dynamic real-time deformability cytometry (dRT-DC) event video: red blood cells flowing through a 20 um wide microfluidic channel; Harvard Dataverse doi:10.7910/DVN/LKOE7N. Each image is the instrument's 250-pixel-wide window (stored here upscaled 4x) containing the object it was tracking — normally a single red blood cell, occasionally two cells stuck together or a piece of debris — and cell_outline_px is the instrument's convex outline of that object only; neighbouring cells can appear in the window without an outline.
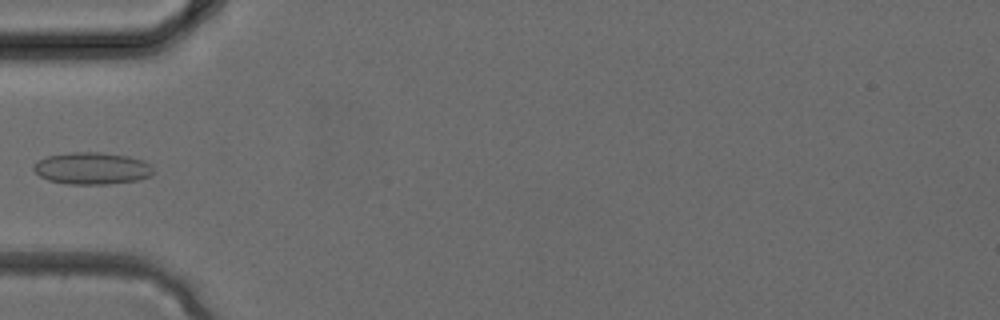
{"species": "common noctule bat (a hibernating species)", "species_latin": "Nyctalus noctula", "temperature_condition": "cold", "stored_images_in_passage": 4, "camera_frame_rate_fps": 3000, "um_per_image_px": 0.085, "animal": {"sex": "female", "body_mass_g": 24.6, "forearm_length_mm": 56.2}, "frame": {"image": 1, "passage_image": 4, "time_ms": 1.0, "image_size_px": [1000, 320], "cell_outline_px": [[156, 172], [152, 176], [136, 180], [108, 184], [68, 184], [48, 180], [40, 176], [32, 168], [40, 160], [48, 156], [72, 152], [100, 152], [128, 156], [144, 160], [152, 164]], "centroid_in_image_um": [7.9, 14.31], "position_along_channel_um": 77.1, "area_um2": 22.43}}